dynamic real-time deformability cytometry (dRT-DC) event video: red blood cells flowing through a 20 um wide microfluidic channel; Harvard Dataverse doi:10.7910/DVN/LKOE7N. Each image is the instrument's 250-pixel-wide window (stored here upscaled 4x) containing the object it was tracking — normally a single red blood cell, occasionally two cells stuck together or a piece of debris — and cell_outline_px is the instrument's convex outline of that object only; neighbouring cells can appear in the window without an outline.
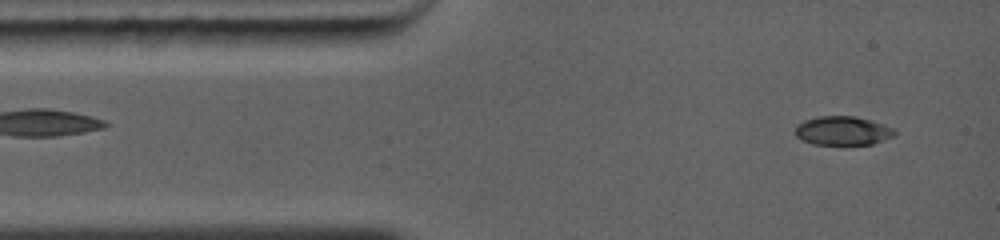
{"species": "common noctule bat (a hibernating species)", "species_latin": "Nyctalus noctula", "temperature_condition": "warm", "stored_images_in_passage": 49, "camera_frame_rate_fps": 5000, "um_per_image_px": 0.085, "animal": {"sex": "female", "body_mass_g": 19.0, "forearm_length_mm": 56.7}, "frame": {"image": 1, "passage_image": 1, "time_ms": 0.0, "image_size_px": [1000, 240], "cell_outline_px": [[896, 132], [892, 136], [872, 144], [812, 144], [800, 140], [796, 136], [796, 124], [804, 120], [820, 116], [856, 116], [884, 124], [892, 128]], "centroid_in_image_um": [71.59, 11.1], "position_along_channel_um": 13.4, "area_um2": 16.65}}
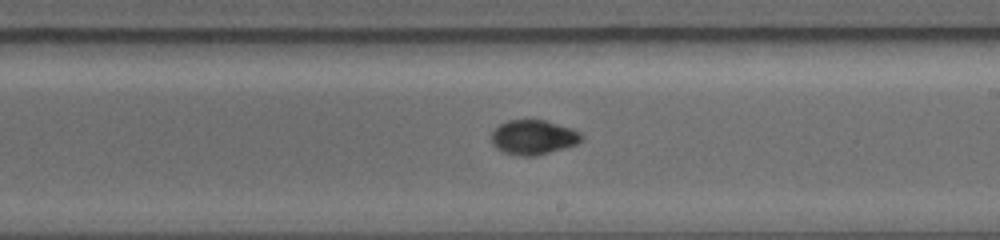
{"frame": {"image": 2, "passage_image": 26, "time_ms": 6.4, "image_size_px": [1000, 240], "cell_outline_px": [[584, 136], [576, 144], [564, 148], [536, 156], [516, 156], [504, 152], [496, 148], [492, 144], [492, 132], [500, 124], [508, 120], [544, 120], [580, 132]], "centroid_in_image_um": [45.3, 11.68], "position_along_channel_um": 243.7, "area_um2": 17.98}}
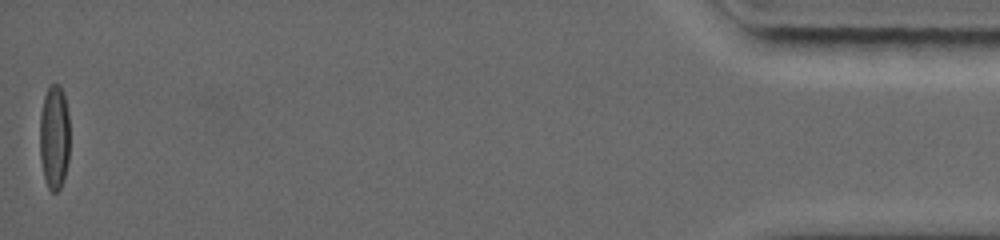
{"frame": {"image": 3, "passage_image": 49, "time_ms": 13.8, "image_size_px": [1000, 240], "cell_outline_px": [[68, 160], [64, 180], [60, 188], [56, 192], [52, 192], [48, 188], [44, 176], [40, 160], [40, 112], [44, 96], [48, 88], [52, 84], [60, 84], [64, 96], [68, 112]], "centroid_in_image_um": [4.6, 11.67], "position_along_channel_um": 430.6, "area_um2": 18.26}, "authors_computed_cell_mechanics": {"area_um2": 17.6868, "velocity_mm_per_s": 4.3762, "shape_relaxation_time_tau1_ms": 5.1297, "shape_relaxation_time_tau2_ms": 0.9471, "deformation_change_tau1": 0.225, "deformation_change_tau2": 0.0254}}